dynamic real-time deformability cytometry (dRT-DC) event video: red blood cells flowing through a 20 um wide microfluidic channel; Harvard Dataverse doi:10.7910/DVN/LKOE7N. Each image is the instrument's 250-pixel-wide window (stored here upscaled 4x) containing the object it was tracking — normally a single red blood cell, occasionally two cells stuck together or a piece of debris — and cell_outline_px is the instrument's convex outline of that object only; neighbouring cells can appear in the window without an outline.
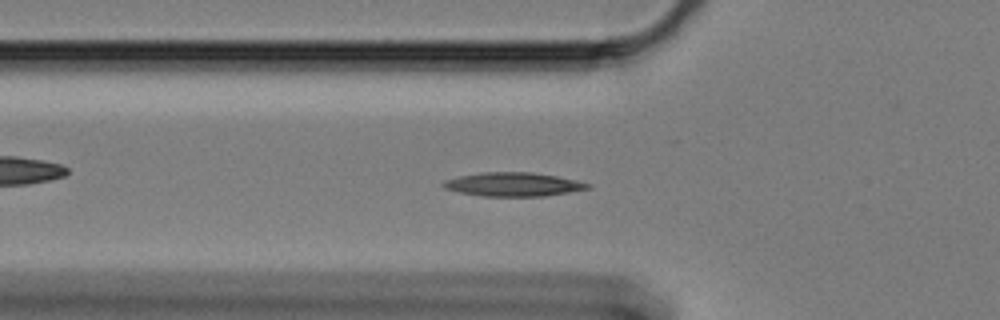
{"species": "Egyptian fruit bat (a non-hibernating species)", "species_latin": "Rousettus aegyptiacus", "temperature_condition": "cold", "stored_images_in_passage": 61, "camera_frame_rate_fps": 3000, "um_per_image_px": 0.085, "animal": {"sex": "female"}, "frame": {"image": 1, "passage_image": 20, "time_ms": 6.333, "image_size_px": [1000, 320], "cell_outline_px": [[592, 188], [544, 196], [480, 196], [460, 192], [444, 188], [440, 184], [444, 180], [460, 176], [480, 172], [532, 172], [556, 176], [576, 180], [592, 184]], "centroid_in_image_um": [43.62, 15.67], "position_along_channel_um": 82.2, "area_um2": 20.06}}
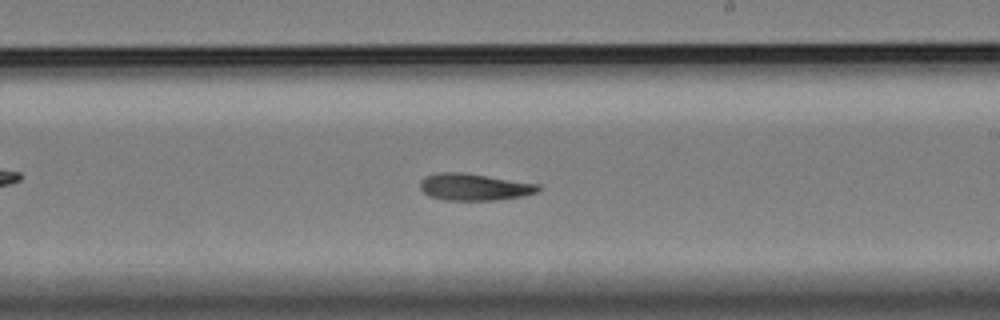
{"frame": {"image": 2, "passage_image": 35, "time_ms": 11.333, "image_size_px": [1000, 320], "cell_outline_px": [[540, 192], [524, 196], [496, 200], [444, 200], [428, 196], [420, 188], [420, 180], [424, 176], [436, 172], [464, 172], [540, 184]], "centroid_in_image_um": [40.31, 15.89], "position_along_channel_um": 248.7, "area_um2": 18.84}}
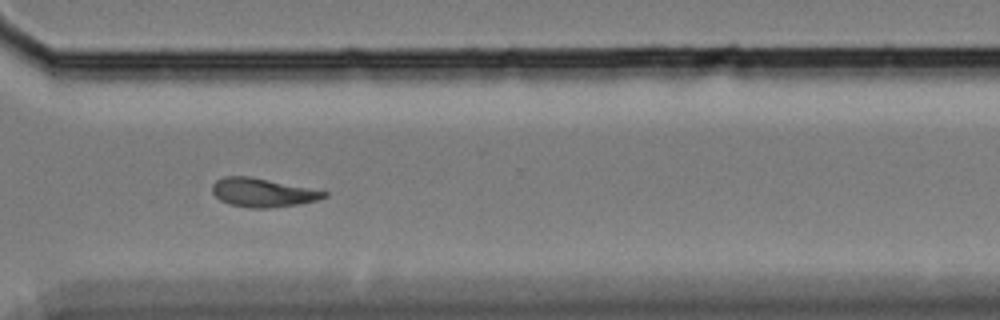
{"frame": {"image": 3, "passage_image": 44, "time_ms": 14.333, "image_size_px": [1000, 320], "cell_outline_px": [[328, 196], [316, 200], [300, 204], [268, 208], [252, 208], [228, 204], [220, 200], [212, 192], [212, 184], [216, 180], [224, 176], [248, 176], [328, 192]], "centroid_in_image_um": [22.28, 16.37], "position_along_channel_um": 348.3, "area_um2": 18.5}, "authors_computed_cell_mechanics": {"area_um2": 18.5538, "velocity_mm_per_s": 3.3184, "shape_relaxation_time_tau1_ms": null, "shape_relaxation_time_tau2_ms": 9.6994, "deformation_change_tau1": null, "deformation_change_tau2": 0.1845}}